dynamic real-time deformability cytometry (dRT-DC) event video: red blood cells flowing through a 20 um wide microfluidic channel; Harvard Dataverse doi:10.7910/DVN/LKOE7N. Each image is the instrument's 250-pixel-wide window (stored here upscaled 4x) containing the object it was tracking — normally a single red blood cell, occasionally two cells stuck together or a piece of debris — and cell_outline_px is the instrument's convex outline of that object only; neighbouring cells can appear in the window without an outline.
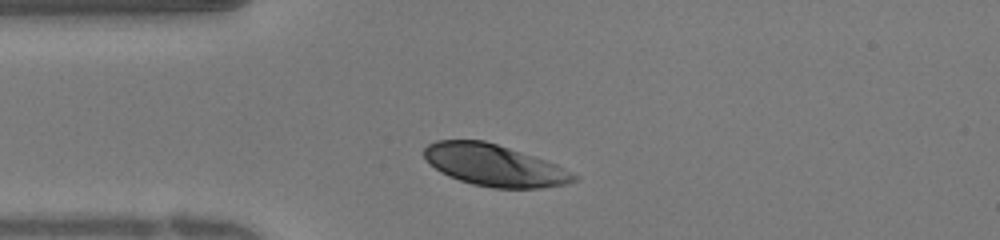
{"species": "human", "species_latin": "Homo sapiens", "temperature_condition": "warm", "stored_images_in_passage": 23, "camera_frame_rate_fps": 3000, "um_per_image_px": 0.085, "donor": {"sex": "female"}, "frame": {"image": 1, "passage_image": 1, "time_ms": 0.0, "image_size_px": [1000, 240], "cell_outline_px": [[580, 176], [576, 180], [564, 184], [540, 188], [492, 188], [472, 184], [448, 176], [440, 172], [424, 156], [424, 148], [428, 144], [436, 140], [484, 140], [556, 164]], "centroid_in_image_um": [42.01, 14.05], "position_along_channel_um": 43.0, "area_um2": 35.95}}
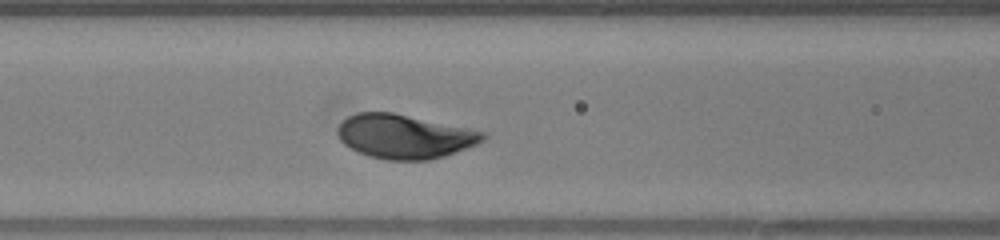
{"frame": {"image": 2, "passage_image": 7, "time_ms": 2.0, "image_size_px": [1000, 240], "cell_outline_px": [[488, 136], [480, 144], [444, 156], [428, 160], [388, 160], [368, 156], [344, 144], [340, 140], [336, 132], [336, 128], [348, 116], [356, 112], [392, 112], [488, 132]], "centroid_in_image_um": [34.42, 11.59], "position_along_channel_um": 132.2, "area_um2": 37.57}}
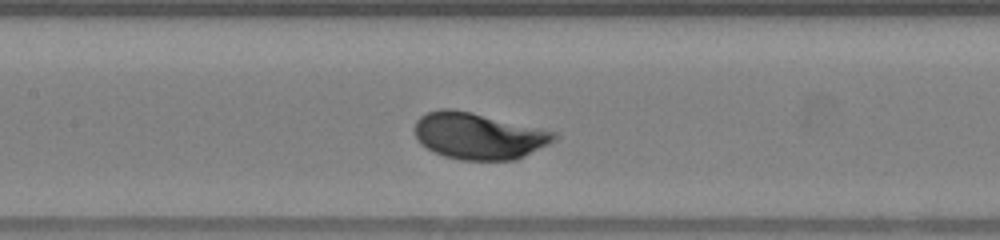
{"frame": {"image": 3, "passage_image": 9, "time_ms": 2.667, "image_size_px": [1000, 240], "cell_outline_px": [[556, 140], [516, 160], [460, 160], [444, 156], [420, 144], [416, 140], [416, 120], [420, 116], [428, 112], [440, 108], [452, 108], [472, 112], [540, 128], [556, 132]], "centroid_in_image_um": [40.66, 11.55], "position_along_channel_um": 166.7, "area_um2": 37.69}}